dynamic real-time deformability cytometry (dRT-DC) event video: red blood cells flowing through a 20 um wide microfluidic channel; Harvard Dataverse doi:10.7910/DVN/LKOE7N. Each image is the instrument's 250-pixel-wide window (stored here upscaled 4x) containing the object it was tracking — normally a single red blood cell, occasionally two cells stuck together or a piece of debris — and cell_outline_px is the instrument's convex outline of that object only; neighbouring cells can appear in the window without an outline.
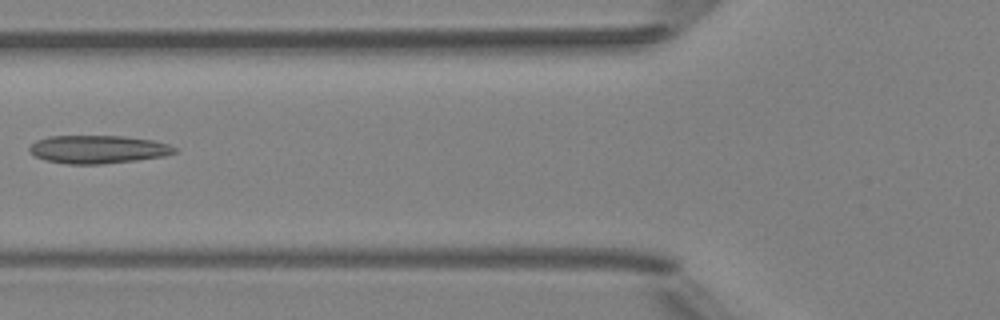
{"species": "Egyptian fruit bat (a non-hibernating species)", "species_latin": "Rousettus aegyptiacus", "temperature_condition": "room temperature", "stored_images_in_passage": 5, "camera_frame_rate_fps": 3000, "um_per_image_px": 0.085, "animal": {"sex": "female"}, "frame": {"image": 1, "passage_image": 5, "time_ms": 4.667, "image_size_px": [1000, 320], "cell_outline_px": [[176, 152], [164, 156], [136, 160], [100, 164], [68, 164], [48, 160], [36, 156], [28, 148], [36, 140], [48, 136], [124, 136], [152, 140], [168, 144], [176, 148]], "centroid_in_image_um": [8.34, 12.69], "position_along_channel_um": 117.5, "area_um2": 23.52}}